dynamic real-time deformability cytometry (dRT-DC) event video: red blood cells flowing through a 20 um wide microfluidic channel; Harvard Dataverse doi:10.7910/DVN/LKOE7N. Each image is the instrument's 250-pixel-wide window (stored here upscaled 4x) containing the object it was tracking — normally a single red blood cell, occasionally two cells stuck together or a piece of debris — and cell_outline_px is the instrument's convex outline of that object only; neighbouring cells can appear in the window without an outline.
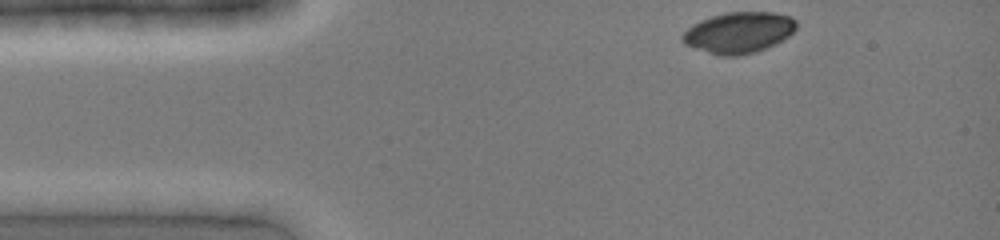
{"species": "common noctule bat (a hibernating species)", "species_latin": "Nyctalus noctula", "temperature_condition": "cold", "stored_images_in_passage": 27, "camera_frame_rate_fps": 3000, "um_per_image_px": 0.085, "animal": {"sex": "female", "body_mass_g": 19.0, "forearm_length_mm": 51.5}, "frame": {"image": 1, "passage_image": 1, "time_ms": 0.0, "image_size_px": [1000, 240], "cell_outline_px": [[796, 28], [788, 36], [756, 52], [736, 56], [720, 56], [684, 44], [680, 40], [680, 36], [692, 24], [700, 20], [712, 16], [728, 12], [772, 12], [792, 16], [796, 20]], "centroid_in_image_um": [62.76, 2.76], "position_along_channel_um": 22.2, "area_um2": 27.11}}
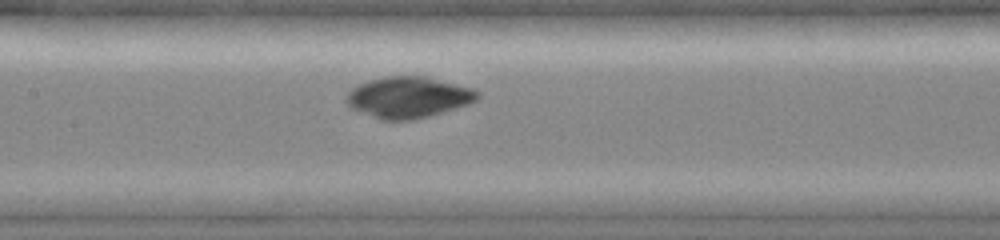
{"frame": {"image": 2, "passage_image": 15, "time_ms": 4.667, "image_size_px": [1000, 240], "cell_outline_px": [[480, 96], [476, 100], [468, 104], [428, 116], [412, 120], [380, 120], [352, 108], [348, 104], [348, 92], [352, 88], [360, 84], [372, 80], [388, 76], [424, 76], [472, 88]], "centroid_in_image_um": [34.71, 8.28], "position_along_channel_um": 172.7, "area_um2": 30.81}}
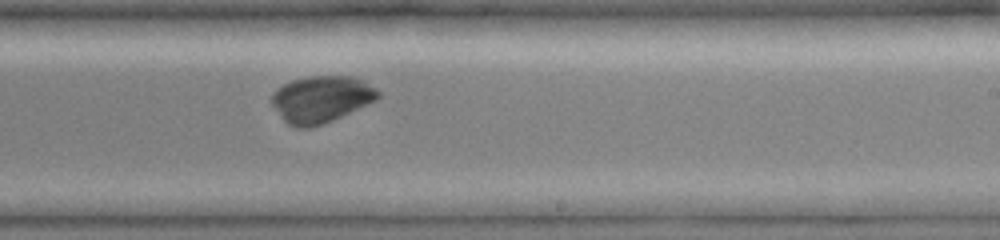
{"frame": {"image": 3, "passage_image": 21, "time_ms": 6.667, "image_size_px": [1000, 240], "cell_outline_px": [[380, 96], [376, 100], [332, 120], [308, 128], [296, 128], [288, 124], [284, 120], [272, 104], [272, 96], [284, 84], [292, 80], [308, 76], [352, 76], [364, 80], [380, 92]], "centroid_in_image_um": [27.32, 8.42], "position_along_channel_um": 261.7, "area_um2": 28.5}}